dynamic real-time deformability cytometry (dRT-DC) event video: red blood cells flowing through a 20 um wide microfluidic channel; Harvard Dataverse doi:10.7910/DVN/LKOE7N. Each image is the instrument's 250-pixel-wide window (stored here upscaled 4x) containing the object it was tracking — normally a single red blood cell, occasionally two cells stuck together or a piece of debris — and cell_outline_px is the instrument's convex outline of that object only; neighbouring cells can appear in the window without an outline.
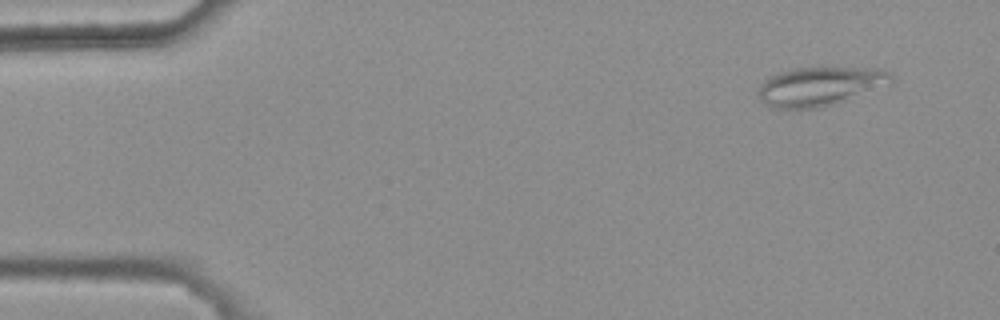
{"species": "common noctule bat (a hibernating species)", "species_latin": "Nyctalus noctula", "temperature_condition": "warm", "stored_images_in_passage": 4, "camera_frame_rate_fps": 3000, "um_per_image_px": 0.085, "animal": {"sex": "female", "body_mass_g": 25.1}, "frame": {"image": 1, "passage_image": 1, "time_ms": 0.0, "image_size_px": [1000, 320], "cell_outline_px": [[892, 84], [836, 104], [820, 108], [772, 108], [764, 104], [760, 100], [760, 88], [764, 80], [768, 76], [776, 72], [792, 68], [828, 64], [876, 68], [888, 72], [892, 76]], "centroid_in_image_um": [69.74, 7.27], "position_along_channel_um": 15.3, "area_um2": 31.5}}